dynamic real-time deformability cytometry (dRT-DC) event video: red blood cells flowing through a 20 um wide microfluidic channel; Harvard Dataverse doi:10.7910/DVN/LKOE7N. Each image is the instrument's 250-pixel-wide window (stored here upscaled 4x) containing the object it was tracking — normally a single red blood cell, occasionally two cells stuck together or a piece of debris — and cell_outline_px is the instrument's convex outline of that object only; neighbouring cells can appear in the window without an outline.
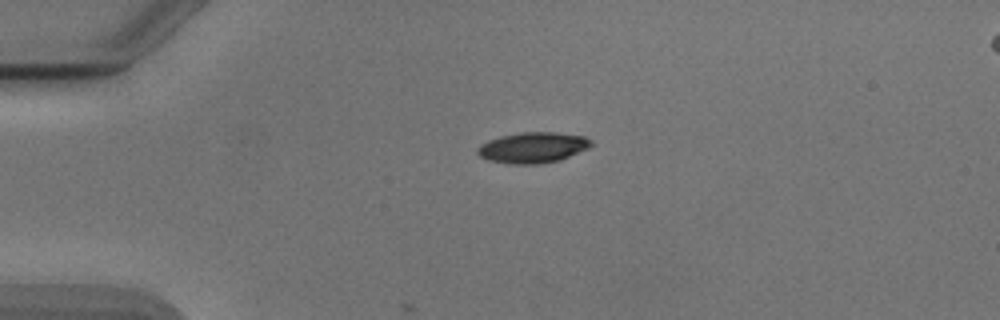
{"species": "Egyptian fruit bat (a non-hibernating species)", "species_latin": "Rousettus aegyptiacus", "temperature_condition": "cold", "stored_images_in_passage": 3, "camera_frame_rate_fps": 3000, "um_per_image_px": 0.085, "animal": {"sex": "male"}, "frame": {"image": 1, "passage_image": 1, "time_ms": 0.0, "image_size_px": [1000, 320], "cell_outline_px": [[592, 144], [588, 148], [560, 160], [540, 164], [512, 164], [488, 160], [480, 156], [476, 152], [476, 148], [480, 144], [488, 140], [500, 136], [520, 132], [556, 132], [584, 136], [592, 140]], "centroid_in_image_um": [45.27, 12.54], "position_along_channel_um": 39.7, "area_um2": 20.46}}